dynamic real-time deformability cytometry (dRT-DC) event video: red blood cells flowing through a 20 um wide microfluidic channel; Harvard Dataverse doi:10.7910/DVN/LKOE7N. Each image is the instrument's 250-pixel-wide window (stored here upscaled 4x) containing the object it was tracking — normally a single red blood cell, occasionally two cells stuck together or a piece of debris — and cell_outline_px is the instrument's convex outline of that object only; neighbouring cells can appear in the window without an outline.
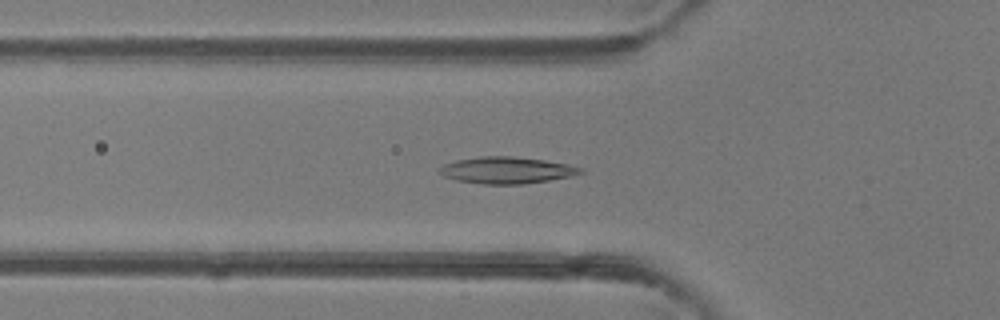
{"species": "common noctule bat (a hibernating species)", "species_latin": "Nyctalus noctula", "temperature_condition": "room temperature", "stored_images_in_passage": 48, "camera_frame_rate_fps": 3000, "um_per_image_px": 0.085, "animal": {"sex": "female"}, "frame": {"image": 1, "passage_image": 17, "time_ms": 5.333, "image_size_px": [1000, 320], "cell_outline_px": [[584, 172], [572, 176], [524, 184], [484, 184], [456, 180], [444, 176], [436, 172], [444, 164], [456, 160], [480, 156], [512, 156], [544, 160], [568, 164], [584, 168]], "centroid_in_image_um": [43.07, 14.46], "position_along_channel_um": 82.7, "area_um2": 21.96}}
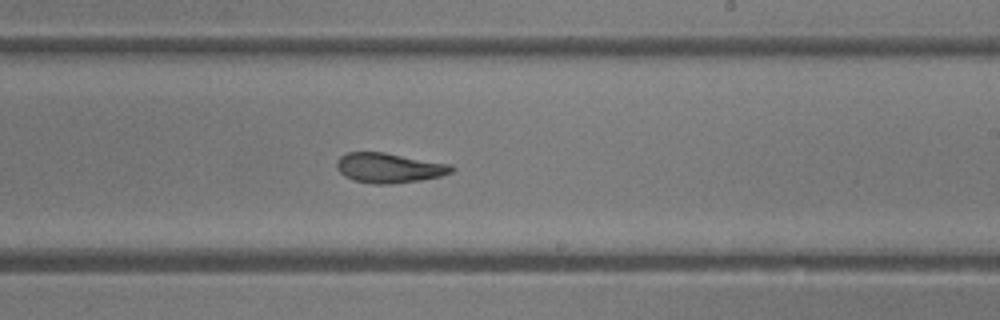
{"frame": {"image": 2, "passage_image": 29, "time_ms": 9.333, "image_size_px": [1000, 320], "cell_outline_px": [[456, 168], [452, 172], [440, 176], [420, 180], [392, 184], [372, 184], [352, 180], [344, 176], [336, 168], [336, 160], [340, 156], [348, 152], [384, 152], [452, 164]], "centroid_in_image_um": [33.06, 14.27], "position_along_channel_um": 255.9, "area_um2": 20.23}}
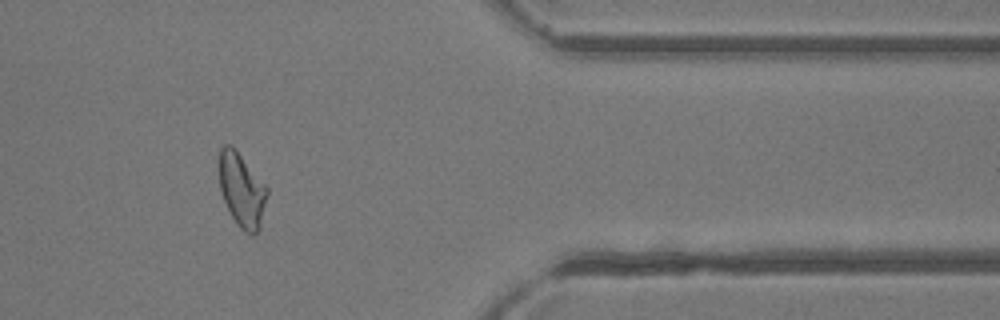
{"frame": {"image": 3, "passage_image": 40, "time_ms": 13.0, "image_size_px": [1000, 320], "cell_outline_px": [[268, 192], [260, 228], [252, 236], [244, 232], [236, 224], [224, 200], [220, 188], [216, 164], [220, 148], [224, 144], [228, 144], [240, 156], [268, 188]], "centroid_in_image_um": [20.51, 16.17], "position_along_channel_um": 390.9, "area_um2": 20.63}, "authors_computed_cell_mechanics": {"area_um2": 21.4438, "velocity_mm_per_s": 4.3169, "shape_relaxation_time_tau1_ms": null, "shape_relaxation_time_tau2_ms": 2.5227, "deformation_change_tau1": null, "deformation_change_tau2": 0.096}}